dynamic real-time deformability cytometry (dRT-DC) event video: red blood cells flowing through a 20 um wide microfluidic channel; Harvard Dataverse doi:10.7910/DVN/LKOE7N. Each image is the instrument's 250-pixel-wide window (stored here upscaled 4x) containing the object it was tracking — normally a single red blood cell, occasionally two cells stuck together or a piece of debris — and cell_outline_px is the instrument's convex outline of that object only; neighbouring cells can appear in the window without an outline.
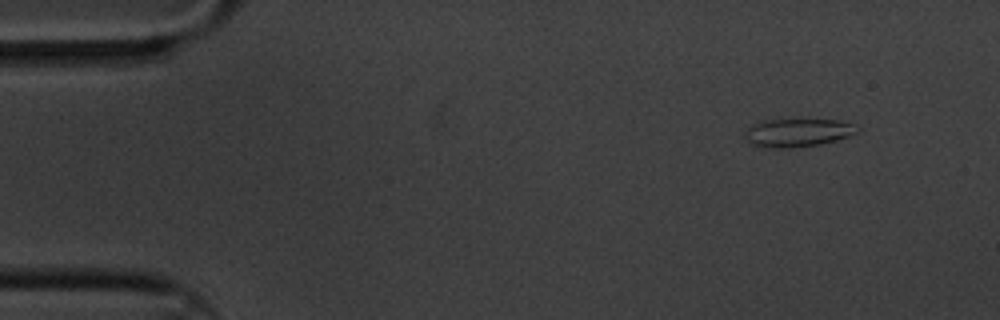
{"species": "common noctule bat (a hibernating species)", "species_latin": "Nyctalus noctula", "temperature_condition": "cold", "stored_images_in_passage": 10, "camera_frame_rate_fps": 3000, "um_per_image_px": 0.085, "animal": {"sex": "male", "body_mass_g": 20.1, "forearm_length_mm": 53.5}, "frame": {"image": 1, "passage_image": 1, "time_ms": 0.0, "image_size_px": [1000, 320], "cell_outline_px": [[860, 132], [836, 140], [820, 144], [788, 148], [772, 148], [748, 144], [744, 140], [748, 128], [764, 120], [836, 120], [852, 124]], "centroid_in_image_um": [67.77, 11.29], "position_along_channel_um": 17.2, "area_um2": 18.15}}
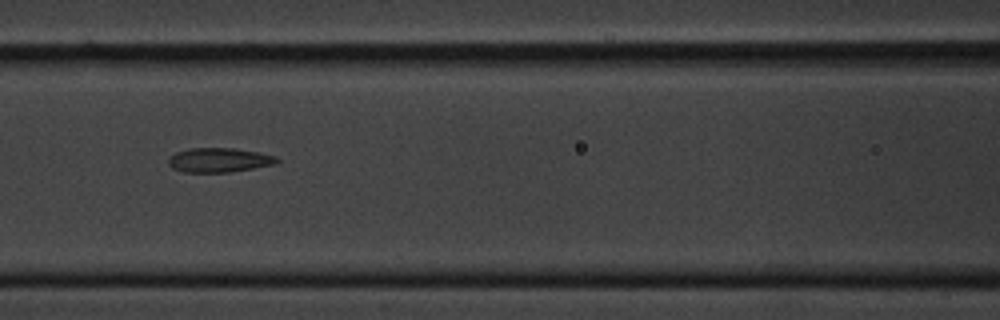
{"frame": {"image": 2, "passage_image": 7, "time_ms": 2.0, "image_size_px": [1000, 320], "cell_outline_px": [[280, 160], [276, 164], [228, 172], [184, 172], [172, 168], [168, 164], [168, 156], [176, 152], [188, 148], [236, 148], [276, 156]], "centroid_in_image_um": [18.59, 13.6], "position_along_channel_um": 148.0, "area_um2": 15.43}}
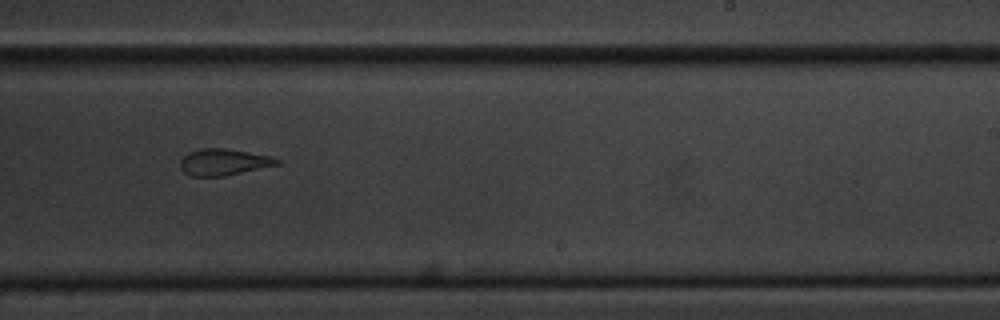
{"frame": {"image": 3, "passage_image": 10, "time_ms": 3.0, "image_size_px": [1000, 320], "cell_outline_px": [[280, 164], [224, 176], [192, 176], [184, 172], [180, 168], [180, 160], [188, 152], [200, 148], [224, 148], [272, 156], [280, 160]], "centroid_in_image_um": [19.0, 13.77], "position_along_channel_um": 270.0, "area_um2": 14.91}}